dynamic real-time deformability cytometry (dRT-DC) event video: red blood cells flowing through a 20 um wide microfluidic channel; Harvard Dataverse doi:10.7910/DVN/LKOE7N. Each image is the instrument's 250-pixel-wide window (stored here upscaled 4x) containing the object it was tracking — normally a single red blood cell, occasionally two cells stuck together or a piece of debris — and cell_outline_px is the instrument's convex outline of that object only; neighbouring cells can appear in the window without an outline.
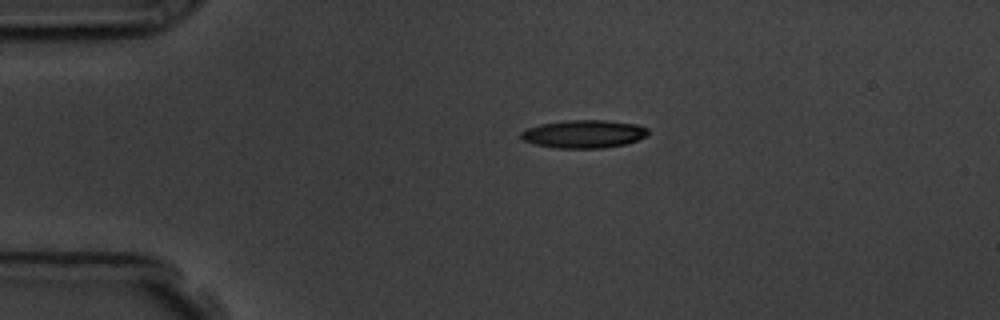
{"species": "common noctule bat (a hibernating species)", "species_latin": "Nyctalus noctula", "temperature_condition": "room temperature", "stored_images_in_passage": 45, "camera_frame_rate_fps": 3000, "um_per_image_px": 0.085, "animal": {"sex": "male", "body_mass_g": 19.5, "forearm_length_mm": 54.6}, "frame": {"image": 1, "passage_image": 1, "time_ms": 0.0, "image_size_px": [1000, 320], "cell_outline_px": [[648, 132], [644, 136], [636, 140], [624, 144], [604, 148], [556, 148], [536, 144], [524, 140], [520, 136], [520, 132], [528, 128], [540, 124], [568, 120], [604, 120], [636, 124], [648, 128]], "centroid_in_image_um": [49.61, 11.38], "position_along_channel_um": 35.4, "area_um2": 20.52}}
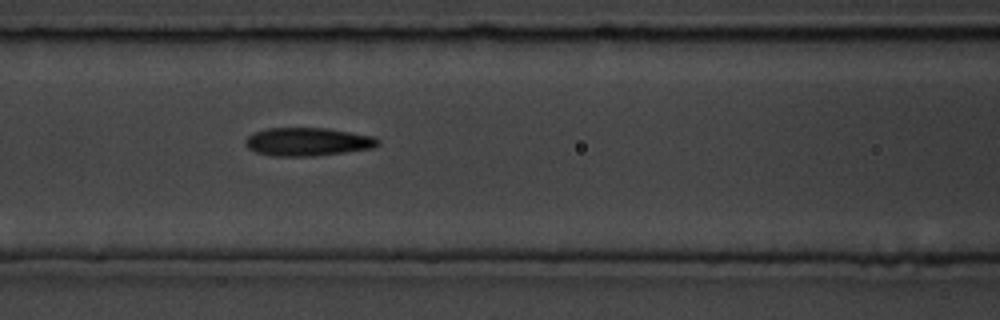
{"frame": {"image": 2, "passage_image": 13, "time_ms": 4.0, "image_size_px": [1000, 320], "cell_outline_px": [[380, 144], [372, 148], [316, 156], [272, 156], [256, 152], [248, 148], [244, 144], [244, 140], [252, 132], [264, 128], [328, 128], [372, 136], [380, 140]], "centroid_in_image_um": [26.1, 12.04], "position_along_channel_um": 140.5, "area_um2": 21.96}}
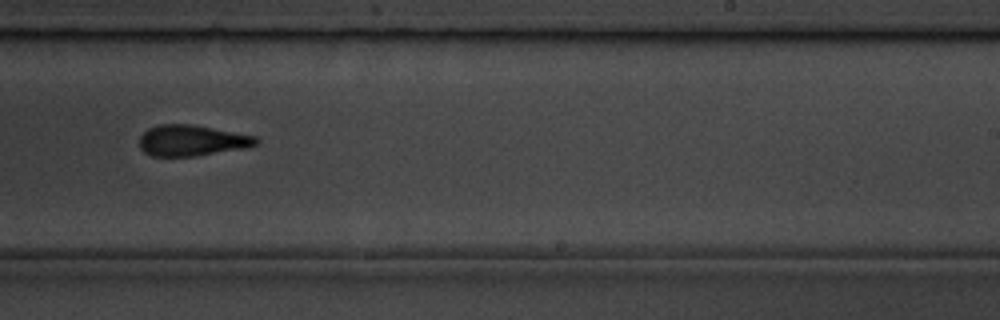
{"frame": {"image": 3, "passage_image": 24, "time_ms": 7.667, "image_size_px": [1000, 320], "cell_outline_px": [[260, 140], [256, 144], [244, 148], [196, 156], [152, 156], [144, 152], [140, 148], [140, 136], [148, 128], [160, 124], [192, 124], [256, 136]], "centroid_in_image_um": [16.29, 11.94], "position_along_channel_um": 272.7, "area_um2": 20.98}, "authors_computed_cell_mechanics": {"area_um2": 21.2126, "velocity_mm_per_s": 3.6175, "shape_relaxation_time_tau1_ms": 5.3412, "shape_relaxation_time_tau2_ms": 3.6513, "deformation_change_tau1": 0.1554, "deformation_change_tau2": 0.1411}}